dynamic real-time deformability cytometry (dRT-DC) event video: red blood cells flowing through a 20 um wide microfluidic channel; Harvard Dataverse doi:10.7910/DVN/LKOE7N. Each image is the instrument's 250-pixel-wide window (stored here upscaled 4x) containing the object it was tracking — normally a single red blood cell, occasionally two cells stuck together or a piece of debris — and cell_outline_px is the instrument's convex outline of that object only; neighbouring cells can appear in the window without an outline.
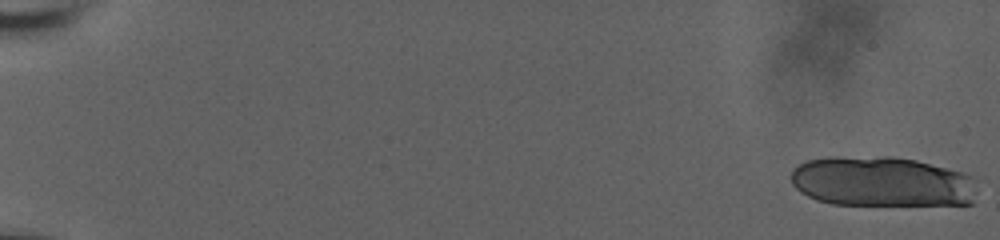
{"species": "human", "species_latin": "Homo sapiens", "temperature_condition": "room temperature", "stored_images_in_passage": 22, "camera_frame_rate_fps": 3000, "um_per_image_px": 0.085, "donor": {"sex": "male"}, "frame": {"image": 1, "passage_image": 1, "time_ms": 0.0, "image_size_px": [1000, 240], "cell_outline_px": [[976, 192], [972, 204], [832, 204], [816, 200], [800, 192], [792, 184], [792, 168], [808, 160], [828, 156], [892, 156], [916, 160], [964, 172], [972, 176]], "centroid_in_image_um": [74.94, 15.42], "position_along_channel_um": 10.1, "area_um2": 54.68}}